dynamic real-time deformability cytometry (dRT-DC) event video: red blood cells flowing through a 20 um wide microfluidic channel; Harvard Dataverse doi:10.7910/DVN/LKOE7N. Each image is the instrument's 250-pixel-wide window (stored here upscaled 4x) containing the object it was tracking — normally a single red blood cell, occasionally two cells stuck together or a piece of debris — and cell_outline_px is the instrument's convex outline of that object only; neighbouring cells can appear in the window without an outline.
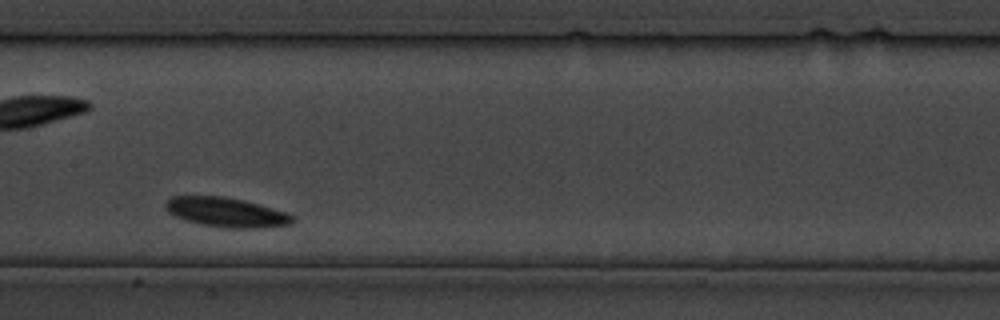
{"species": "common noctule bat (a hibernating species)", "species_latin": "Nyctalus noctula", "temperature_condition": "cold", "stored_images_in_passage": 28, "camera_frame_rate_fps": 3000, "um_per_image_px": 0.085, "animal": {"sex": "male", "body_mass_g": 19.5, "forearm_length_mm": 54.6}, "frame": {"image": 1, "passage_image": 13, "time_ms": 14.667, "image_size_px": [1000, 320], "cell_outline_px": [[296, 220], [292, 224], [264, 228], [220, 228], [200, 224], [184, 220], [168, 212], [164, 208], [164, 204], [172, 196], [220, 196], [240, 200], [288, 212], [296, 216]], "centroid_in_image_um": [19.26, 18.07], "position_along_channel_um": 188.1, "area_um2": 22.02}}
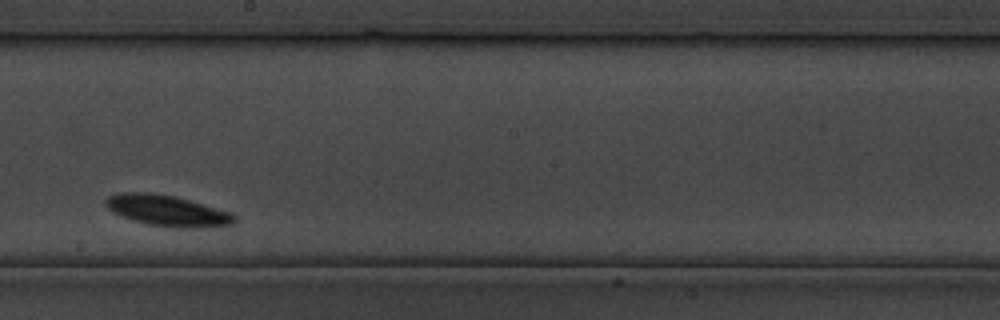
{"frame": {"image": 2, "passage_image": 16, "time_ms": 18.0, "image_size_px": [1000, 320], "cell_outline_px": [[236, 220], [232, 224], [208, 228], [176, 228], [148, 224], [132, 220], [120, 216], [108, 208], [104, 204], [104, 200], [108, 196], [120, 192], [144, 192], [172, 196], [188, 200], [232, 212], [236, 216]], "centroid_in_image_um": [14.22, 17.92], "position_along_channel_um": 234.0, "area_um2": 23.29}}
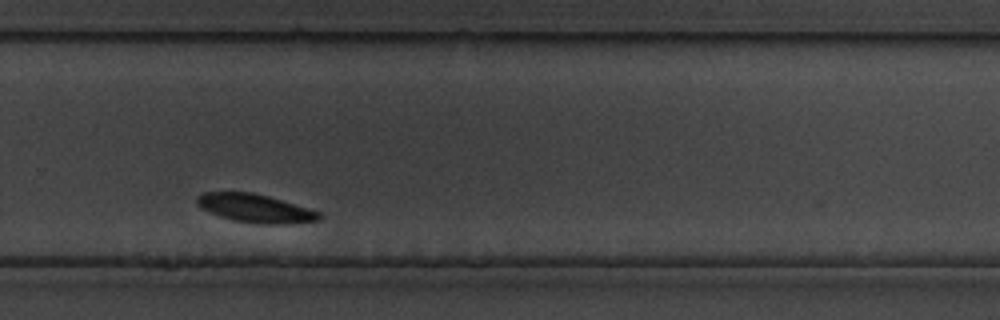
{"frame": {"image": 3, "passage_image": 20, "time_ms": 23.333, "image_size_px": [1000, 320], "cell_outline_px": [[320, 220], [288, 224], [260, 224], [232, 220], [220, 216], [200, 208], [196, 204], [196, 196], [204, 192], [252, 192], [268, 196], [308, 208], [320, 212]], "centroid_in_image_um": [21.66, 17.71], "position_along_channel_um": 308.1, "area_um2": 20.23}}